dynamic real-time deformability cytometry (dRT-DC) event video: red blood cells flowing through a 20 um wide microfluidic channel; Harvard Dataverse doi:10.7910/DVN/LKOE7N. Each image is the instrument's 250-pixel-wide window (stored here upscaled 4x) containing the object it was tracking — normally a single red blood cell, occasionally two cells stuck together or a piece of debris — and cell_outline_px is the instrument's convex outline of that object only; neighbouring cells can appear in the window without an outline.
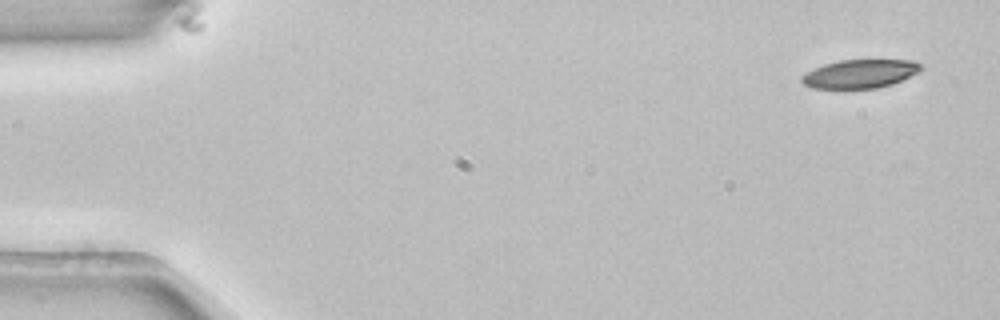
{"species": "common noctule bat (a hibernating species)", "species_latin": "Nyctalus noctula", "temperature_condition": "room temperature", "stored_images_in_passage": 8, "camera_frame_rate_fps": 3000, "um_per_image_px": 0.085, "animal": {"sex": "female", "body_mass_g": 22.7, "forearm_length_mm": 54.2}, "frame": {"image": 1, "passage_image": 1, "time_ms": 0.0, "image_size_px": [1000, 320], "cell_outline_px": [[924, 68], [920, 72], [892, 84], [876, 88], [812, 88], [804, 84], [800, 80], [800, 76], [804, 72], [824, 64], [840, 60], [912, 60], [920, 64]], "centroid_in_image_um": [73.09, 6.27], "position_along_channel_um": 11.9, "area_um2": 19.94}}
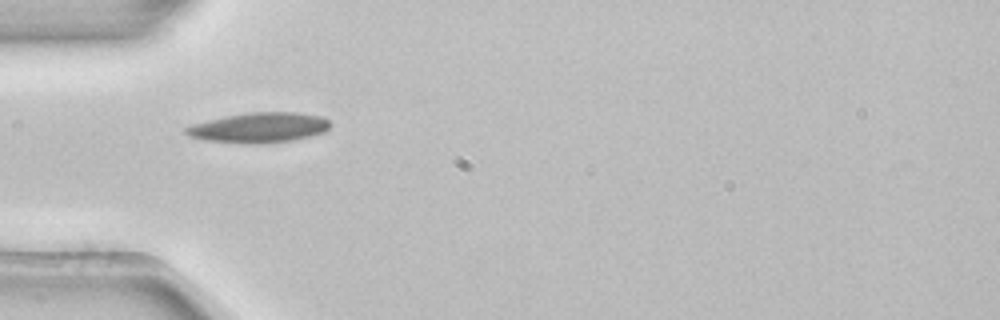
{"frame": {"image": 2, "passage_image": 5, "time_ms": 1.333, "image_size_px": [1000, 320], "cell_outline_px": [[332, 124], [324, 132], [292, 140], [264, 144], [248, 144], [204, 140], [188, 136], [184, 132], [184, 128], [192, 124], [224, 116], [248, 112], [296, 112], [320, 116], [328, 120]], "centroid_in_image_um": [21.99, 10.85], "position_along_channel_um": 63.0, "area_um2": 25.43}}